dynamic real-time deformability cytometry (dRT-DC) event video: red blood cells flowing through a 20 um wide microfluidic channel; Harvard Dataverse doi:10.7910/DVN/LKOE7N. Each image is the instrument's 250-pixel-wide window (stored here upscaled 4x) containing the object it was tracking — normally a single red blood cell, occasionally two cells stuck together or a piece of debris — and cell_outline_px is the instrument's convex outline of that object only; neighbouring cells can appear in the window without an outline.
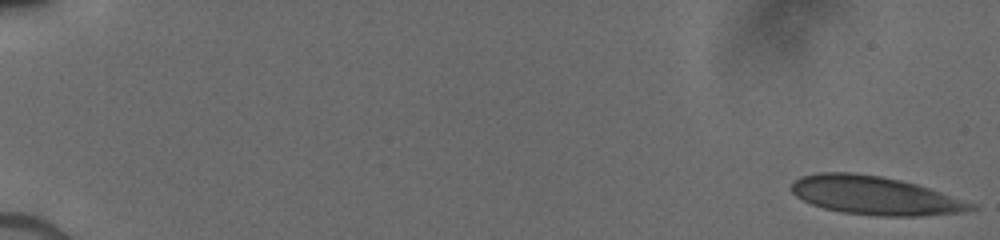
{"species": "human", "species_latin": "Homo sapiens", "temperature_condition": "cold", "stored_images_in_passage": 63, "camera_frame_rate_fps": 3000, "um_per_image_px": 0.085, "donor": {"sex": "male"}, "frame": {"image": 1, "passage_image": 1, "time_ms": 0.0, "image_size_px": [1000, 240], "cell_outline_px": [[976, 208], [960, 212], [916, 216], [884, 216], [844, 212], [824, 208], [812, 204], [796, 196], [792, 192], [792, 184], [800, 176], [820, 172], [852, 172], [880, 176], [900, 180], [916, 184], [976, 204]], "centroid_in_image_um": [74.34, 16.61], "position_along_channel_um": 10.7, "area_um2": 39.65}}
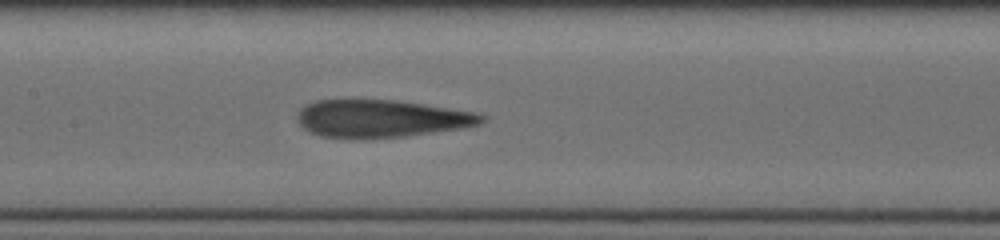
{"frame": {"image": 2, "passage_image": 36, "time_ms": 8.667, "image_size_px": [1000, 240], "cell_outline_px": [[488, 120], [480, 124], [464, 128], [408, 136], [364, 140], [356, 140], [320, 136], [308, 132], [300, 124], [296, 116], [300, 108], [304, 104], [316, 100], [396, 100], [476, 112], [488, 116]], "centroid_in_image_um": [32.41, 10.1], "position_along_channel_um": 175.0, "area_um2": 41.27}}
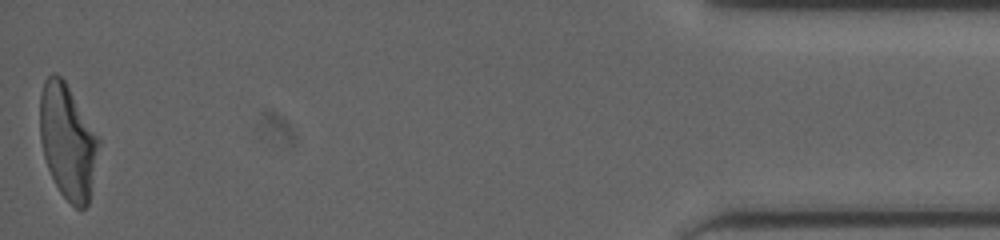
{"frame": {"image": 3, "passage_image": 63, "time_ms": 16.667, "image_size_px": [1000, 240], "cell_outline_px": [[100, 144], [88, 204], [80, 212], [60, 192], [48, 168], [44, 156], [40, 140], [40, 96], [44, 80], [52, 72], [56, 72], [64, 80], [100, 140]], "centroid_in_image_um": [5.74, 12.03], "position_along_channel_um": 429.5, "area_um2": 38.84}}